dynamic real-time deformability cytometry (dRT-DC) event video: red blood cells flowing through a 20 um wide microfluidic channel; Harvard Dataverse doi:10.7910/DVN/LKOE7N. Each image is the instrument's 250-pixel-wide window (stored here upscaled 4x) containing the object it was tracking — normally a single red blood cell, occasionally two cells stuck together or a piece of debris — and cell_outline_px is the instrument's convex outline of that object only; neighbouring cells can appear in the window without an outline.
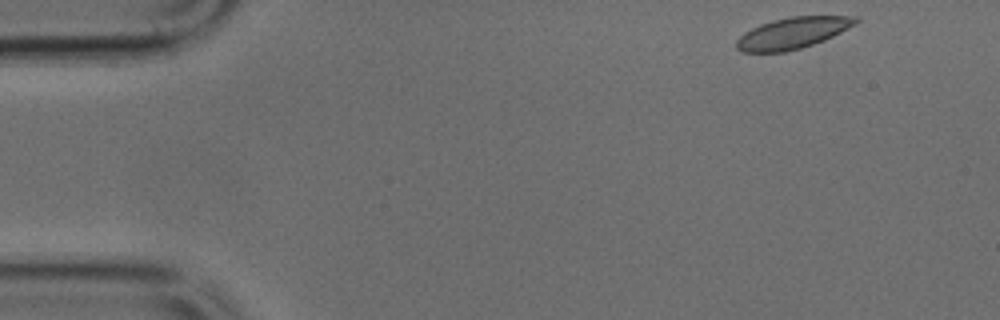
{"species": "common noctule bat (a hibernating species)", "species_latin": "Nyctalus noctula", "temperature_condition": "cold", "stored_images_in_passage": 44, "camera_frame_rate_fps": 3000, "um_per_image_px": 0.085, "animal": {"sex": "male", "body_mass_g": 17.9, "forearm_length_mm": 54.2}, "frame": {"image": 1, "passage_image": 1, "time_ms": 0.0, "image_size_px": [1000, 320], "cell_outline_px": [[860, 20], [856, 24], [824, 40], [800, 48], [784, 52], [740, 52], [736, 48], [736, 40], [744, 32], [760, 24], [792, 16], [860, 16]], "centroid_in_image_um": [67.37, 2.81], "position_along_channel_um": 17.6, "area_um2": 21.62}}
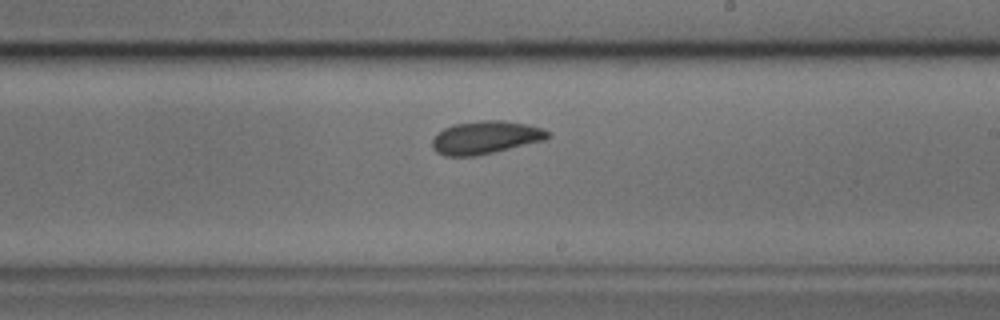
{"frame": {"image": 2, "passage_image": 25, "time_ms": 8.0, "image_size_px": [1000, 320], "cell_outline_px": [[552, 136], [544, 140], [476, 156], [444, 156], [436, 152], [432, 148], [432, 140], [444, 128], [456, 124], [484, 120], [504, 120], [528, 124], [544, 128]], "centroid_in_image_um": [41.29, 11.68], "position_along_channel_um": 247.7, "area_um2": 22.08}}
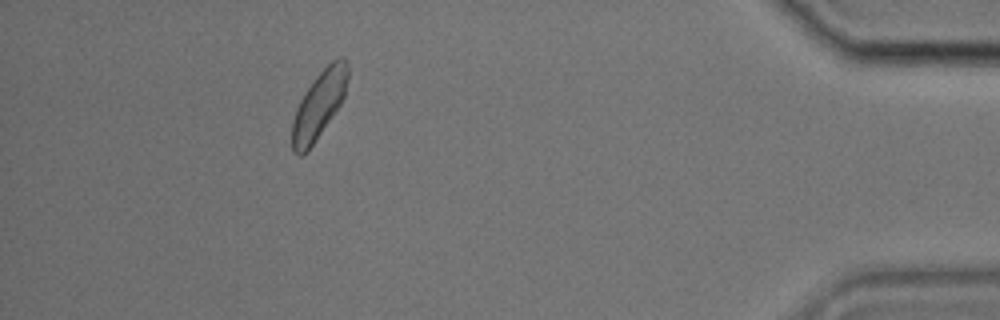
{"frame": {"image": 3, "passage_image": 41, "time_ms": 13.333, "image_size_px": [1000, 320], "cell_outline_px": [[348, 80], [344, 96], [340, 104], [312, 144], [300, 156], [296, 156], [292, 152], [292, 120], [296, 108], [304, 92], [316, 76], [332, 60], [340, 56], [344, 56], [348, 68]], "centroid_in_image_um": [27.1, 8.87], "position_along_channel_um": 408.1, "area_um2": 21.5}}